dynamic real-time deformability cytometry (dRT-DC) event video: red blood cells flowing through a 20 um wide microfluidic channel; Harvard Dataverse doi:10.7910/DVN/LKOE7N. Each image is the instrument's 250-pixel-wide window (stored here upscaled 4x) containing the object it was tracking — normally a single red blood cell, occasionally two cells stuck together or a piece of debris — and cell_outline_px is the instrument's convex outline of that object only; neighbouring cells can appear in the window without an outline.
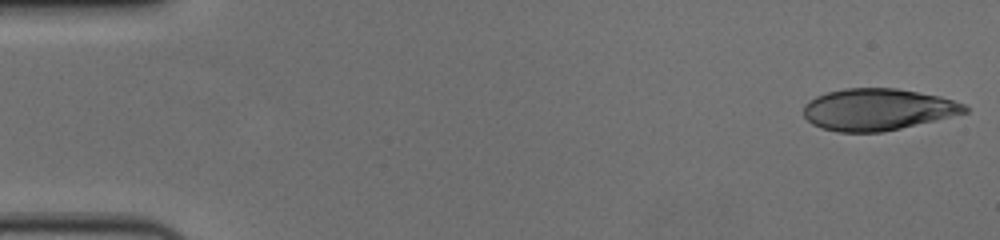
{"species": "human", "species_latin": "Homo sapiens", "temperature_condition": "cold", "stored_images_in_passage": 56, "camera_frame_rate_fps": 3000, "um_per_image_px": 0.085, "donor": {"sex": "female"}, "frame": {"image": 1, "passage_image": 1, "time_ms": 0.0, "image_size_px": [1000, 240], "cell_outline_px": [[968, 112], [884, 132], [836, 132], [820, 128], [812, 124], [804, 116], [804, 104], [808, 100], [816, 96], [828, 92], [844, 88], [896, 88], [940, 96], [964, 104], [968, 108]], "centroid_in_image_um": [74.56, 9.31], "position_along_channel_um": 10.4, "area_um2": 39.19}}
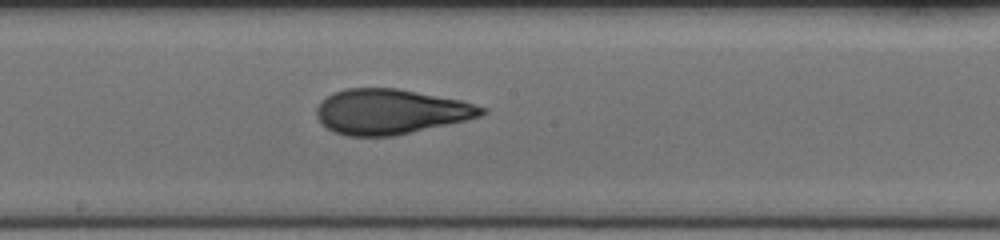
{"frame": {"image": 2, "passage_image": 30, "time_ms": 9.667, "image_size_px": [1000, 240], "cell_outline_px": [[488, 112], [480, 116], [464, 120], [392, 136], [348, 136], [332, 132], [316, 116], [316, 108], [320, 100], [332, 92], [344, 88], [400, 88], [460, 100], [488, 108]], "centroid_in_image_um": [33.16, 9.47], "position_along_channel_um": 215.0, "area_um2": 43.35}}
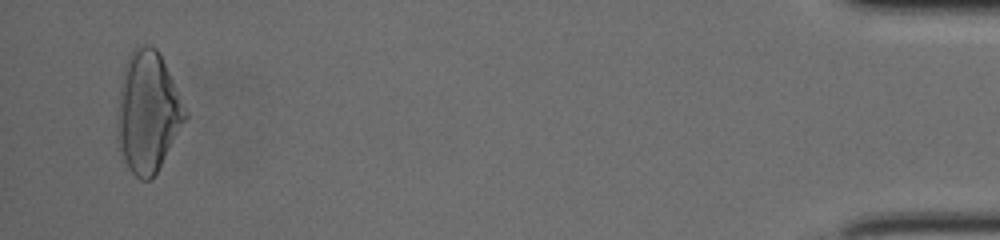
{"frame": {"image": 3, "passage_image": 54, "time_ms": 17.667, "image_size_px": [1000, 240], "cell_outline_px": [[188, 116], [156, 172], [148, 180], [140, 180], [120, 160], [116, 148], [116, 116], [120, 88], [124, 64], [132, 48], [136, 44], [148, 44], [156, 48], [160, 52], [188, 112]], "centroid_in_image_um": [12.51, 9.51], "position_along_channel_um": 422.7, "area_um2": 48.67}, "authors_computed_cell_mechanics": {"area_um2": 42.9454, "velocity_mm_per_s": 3.6432, "shape_relaxation_time_tau1_ms": 9.2538, "shape_relaxation_time_tau2_ms": 1.4961, "deformation_change_tau1": 0.2853, "deformation_change_tau2": 0.0898}}